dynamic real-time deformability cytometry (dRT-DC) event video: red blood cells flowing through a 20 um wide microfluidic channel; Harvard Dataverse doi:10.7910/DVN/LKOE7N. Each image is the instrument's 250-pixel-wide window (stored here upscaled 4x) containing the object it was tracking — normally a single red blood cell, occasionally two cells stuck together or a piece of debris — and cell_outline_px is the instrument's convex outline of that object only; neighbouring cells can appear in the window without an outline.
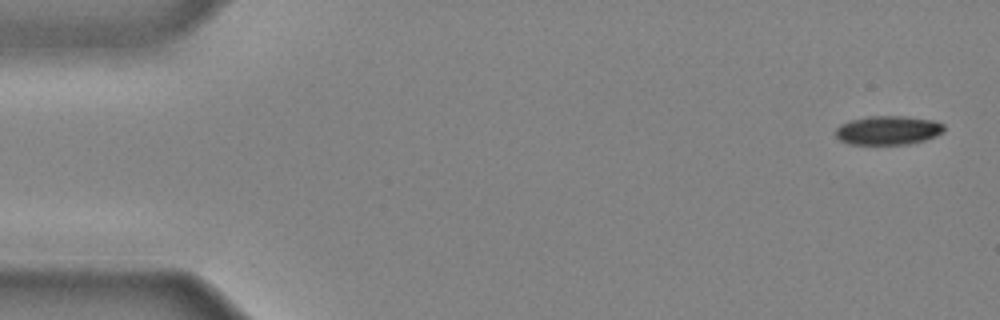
{"species": "common noctule bat (a hibernating species)", "species_latin": "Nyctalus noctula", "temperature_condition": "cold", "stored_images_in_passage": 12, "camera_frame_rate_fps": 3000, "um_per_image_px": 0.085, "animal": {"sex": "male", "body_mass_g": 20.4}, "frame": {"image": 1, "passage_image": 1, "time_ms": 0.0, "image_size_px": [1000, 320], "cell_outline_px": [[944, 132], [936, 136], [924, 140], [908, 144], [848, 144], [840, 140], [836, 136], [836, 128], [840, 124], [852, 120], [868, 116], [904, 116], [932, 120], [944, 124]], "centroid_in_image_um": [75.49, 11.07], "position_along_channel_um": 9.5, "area_um2": 18.26}}
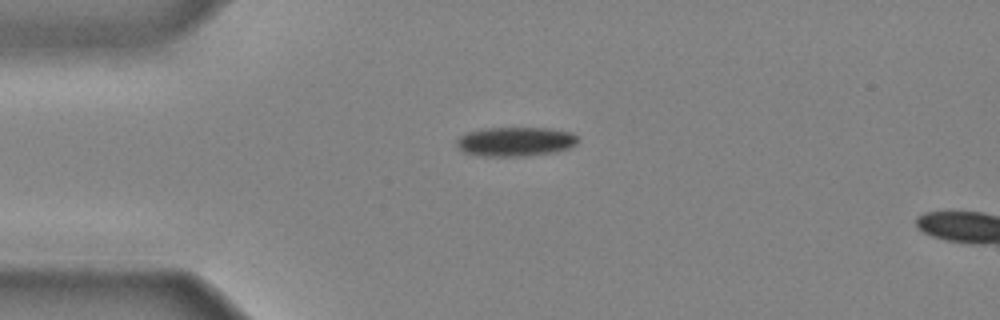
{"frame": {"image": 2, "passage_image": 10, "time_ms": 3.0, "image_size_px": [1000, 320], "cell_outline_px": [[580, 140], [576, 144], [568, 148], [552, 152], [524, 156], [480, 156], [464, 152], [456, 144], [456, 140], [460, 136], [468, 132], [480, 128], [552, 128], [572, 132]], "centroid_in_image_um": [43.81, 12.02], "position_along_channel_um": 41.2, "area_um2": 20.75}}